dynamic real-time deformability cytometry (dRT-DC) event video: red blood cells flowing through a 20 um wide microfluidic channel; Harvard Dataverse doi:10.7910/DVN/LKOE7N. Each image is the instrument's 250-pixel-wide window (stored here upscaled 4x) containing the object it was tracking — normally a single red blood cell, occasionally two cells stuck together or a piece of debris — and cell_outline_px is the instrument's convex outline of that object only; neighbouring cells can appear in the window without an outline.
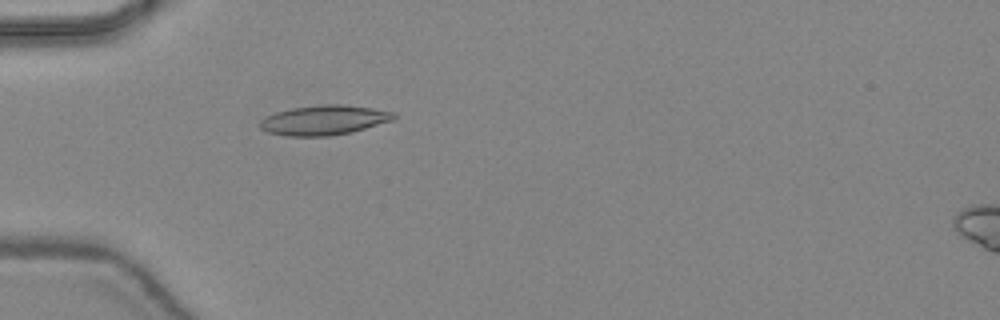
{"species": "common noctule bat (a hibernating species)", "species_latin": "Nyctalus noctula", "temperature_condition": "warm", "stored_images_in_passage": 48, "camera_frame_rate_fps": 3000, "um_per_image_px": 0.085, "animal": {"sex": "female", "body_mass_g": 24.6, "forearm_length_mm": 56.2}, "frame": {"image": 1, "passage_image": 16, "time_ms": 5.0, "image_size_px": [1000, 320], "cell_outline_px": [[396, 116], [392, 120], [352, 132], [328, 136], [288, 136], [268, 132], [260, 128], [260, 120], [264, 116], [276, 112], [292, 108], [324, 104], [344, 104], [372, 108], [396, 112]], "centroid_in_image_um": [27.53, 10.2], "position_along_channel_um": 57.5, "area_um2": 23.18}}
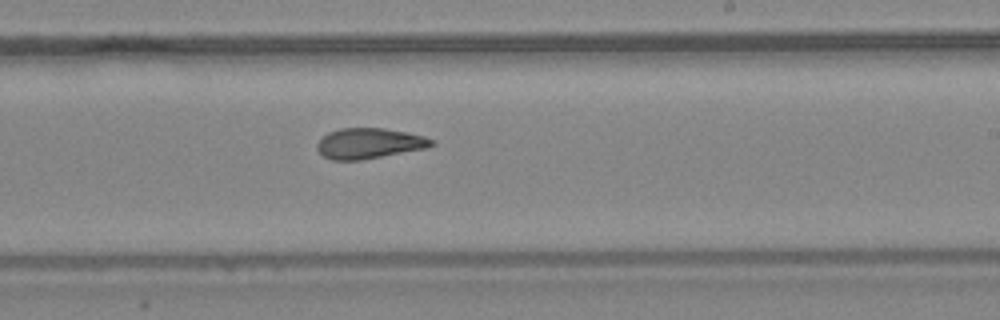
{"frame": {"image": 2, "passage_image": 30, "time_ms": 9.667, "image_size_px": [1000, 320], "cell_outline_px": [[436, 144], [428, 148], [360, 160], [332, 160], [324, 156], [316, 148], [316, 144], [328, 132], [340, 128], [384, 128], [408, 132], [424, 136], [436, 140]], "centroid_in_image_um": [31.43, 12.18], "position_along_channel_um": 257.6, "area_um2": 20.46}}
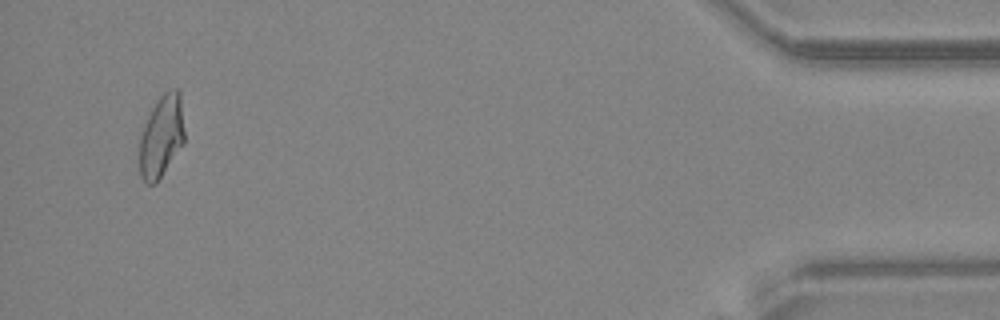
{"frame": {"image": 3, "passage_image": 46, "time_ms": 15.0, "image_size_px": [1000, 320], "cell_outline_px": [[184, 144], [156, 184], [148, 184], [140, 176], [140, 136], [144, 124], [156, 100], [164, 92], [172, 88], [176, 88], [180, 92], [184, 132]], "centroid_in_image_um": [13.73, 11.58], "position_along_channel_um": 421.5, "area_um2": 21.62}, "authors_computed_cell_mechanics": {"area_um2": 21.1259, "velocity_mm_per_s": 4.4517, "shape_relaxation_time_tau1_ms": null, "shape_relaxation_time_tau2_ms": 2.519, "deformation_change_tau1": null, "deformation_change_tau2": 0.1079}}